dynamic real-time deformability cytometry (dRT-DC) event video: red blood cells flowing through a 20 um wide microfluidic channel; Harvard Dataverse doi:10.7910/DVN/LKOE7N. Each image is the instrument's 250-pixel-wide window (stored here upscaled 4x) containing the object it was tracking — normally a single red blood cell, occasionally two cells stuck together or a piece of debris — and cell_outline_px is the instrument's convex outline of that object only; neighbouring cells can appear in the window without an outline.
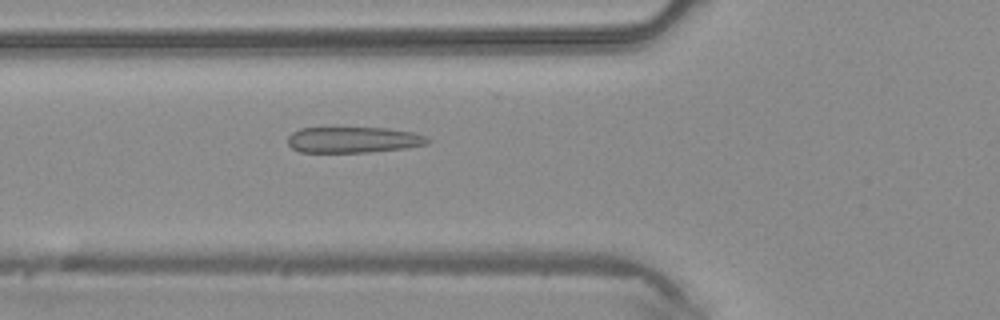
{"species": "common noctule bat (a hibernating species)", "species_latin": "Nyctalus noctula", "temperature_condition": "warm", "stored_images_in_passage": 45, "camera_frame_rate_fps": 3000, "um_per_image_px": 0.085, "animal": {"sex": "male", "body_mass_g": 20.4}, "frame": {"image": 1, "passage_image": 16, "time_ms": 5.0, "image_size_px": [1000, 320], "cell_outline_px": [[432, 140], [428, 144], [408, 148], [368, 152], [300, 152], [292, 148], [288, 144], [288, 136], [292, 132], [300, 128], [388, 128], [412, 132], [424, 136]], "centroid_in_image_um": [30.05, 11.89], "position_along_channel_um": 95.8, "area_um2": 21.21}}
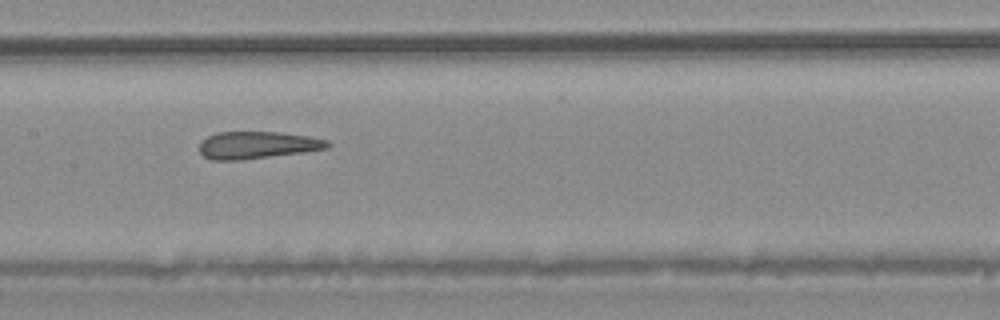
{"frame": {"image": 2, "passage_image": 22, "time_ms": 7.0, "image_size_px": [1000, 320], "cell_outline_px": [[332, 144], [328, 148], [304, 152], [240, 160], [212, 160], [204, 156], [200, 152], [200, 144], [208, 136], [216, 132], [280, 132], [308, 136], [328, 140]], "centroid_in_image_um": [21.9, 12.33], "position_along_channel_um": 185.5, "area_um2": 20.29}}
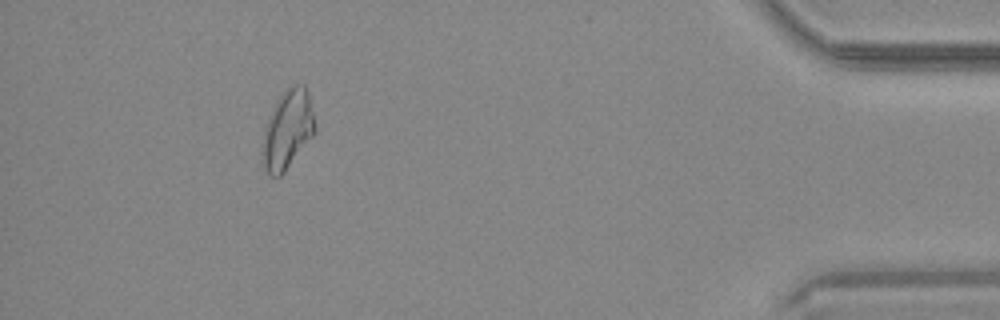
{"frame": {"image": 3, "passage_image": 41, "time_ms": 13.333, "image_size_px": [1000, 320], "cell_outline_px": [[316, 132], [284, 172], [280, 176], [268, 176], [260, 160], [260, 152], [264, 132], [268, 120], [276, 100], [292, 84], [304, 84], [308, 92], [316, 124]], "centroid_in_image_um": [24.43, 11.05], "position_along_channel_um": 410.8, "area_um2": 24.33}}